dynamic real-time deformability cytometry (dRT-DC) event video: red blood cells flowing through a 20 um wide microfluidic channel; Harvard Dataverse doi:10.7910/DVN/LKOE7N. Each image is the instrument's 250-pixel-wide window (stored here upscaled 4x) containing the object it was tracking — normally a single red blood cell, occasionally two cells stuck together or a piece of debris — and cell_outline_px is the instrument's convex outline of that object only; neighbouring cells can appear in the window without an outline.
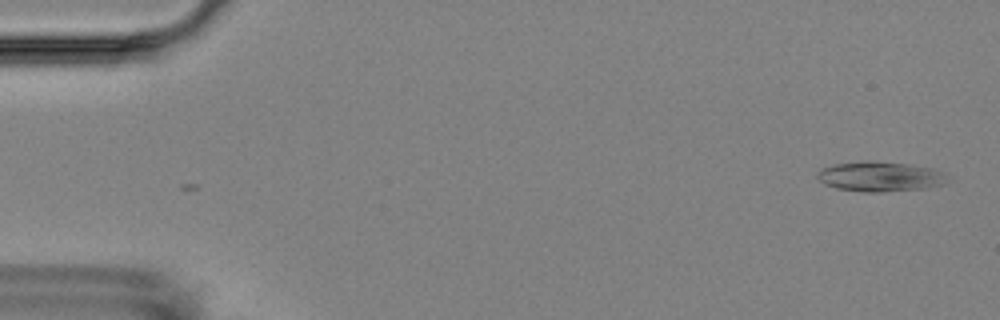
{"species": "Egyptian fruit bat (a non-hibernating species)", "species_latin": "Rousettus aegyptiacus", "temperature_condition": "room temperature", "stored_images_in_passage": 3, "camera_frame_rate_fps": 3000, "um_per_image_px": 0.085, "animal": {"sex": "female"}, "frame": {"image": 1, "passage_image": 3, "time_ms": 2.667, "image_size_px": [1000, 320], "cell_outline_px": [[948, 180], [944, 184], [924, 188], [880, 192], [864, 192], [836, 188], [824, 184], [816, 176], [816, 172], [820, 168], [836, 164], [864, 160], [868, 160], [908, 164], [932, 168], [944, 172]], "centroid_in_image_um": [74.78, 15.0], "position_along_channel_um": 10.2, "area_um2": 22.77}}